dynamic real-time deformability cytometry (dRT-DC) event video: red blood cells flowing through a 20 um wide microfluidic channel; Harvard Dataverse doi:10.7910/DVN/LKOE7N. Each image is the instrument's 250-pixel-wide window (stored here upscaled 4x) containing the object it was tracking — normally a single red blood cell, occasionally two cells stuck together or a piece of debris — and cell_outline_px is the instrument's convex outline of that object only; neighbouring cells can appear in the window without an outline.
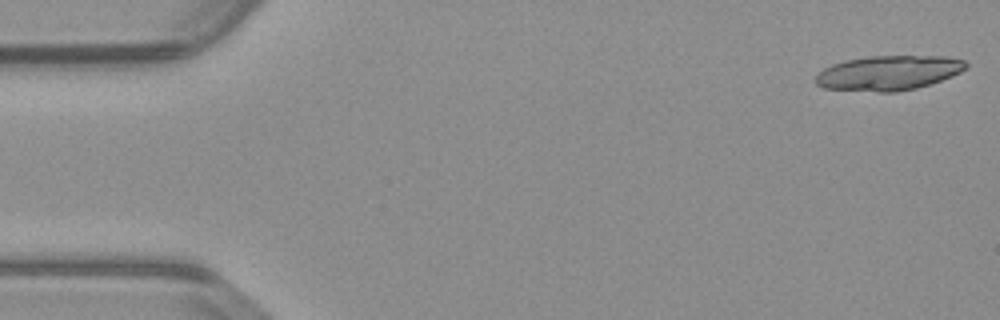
{"species": "common noctule bat (a hibernating species)", "species_latin": "Nyctalus noctula", "temperature_condition": "warm", "stored_images_in_passage": 17, "camera_frame_rate_fps": 3000, "um_per_image_px": 0.085, "animal": {"sex": "male", "body_mass_g": 23.1, "forearm_length_mm": 52.7}, "frame": {"image": 1, "passage_image": 1, "time_ms": 0.0, "image_size_px": [1000, 320], "cell_outline_px": [[968, 64], [960, 72], [952, 76], [916, 88], [896, 92], [876, 92], [824, 88], [816, 84], [812, 80], [824, 68], [832, 64], [844, 60], [872, 56], [948, 56], [964, 60]], "centroid_in_image_um": [75.49, 6.19], "position_along_channel_um": 9.5, "area_um2": 30.4}}